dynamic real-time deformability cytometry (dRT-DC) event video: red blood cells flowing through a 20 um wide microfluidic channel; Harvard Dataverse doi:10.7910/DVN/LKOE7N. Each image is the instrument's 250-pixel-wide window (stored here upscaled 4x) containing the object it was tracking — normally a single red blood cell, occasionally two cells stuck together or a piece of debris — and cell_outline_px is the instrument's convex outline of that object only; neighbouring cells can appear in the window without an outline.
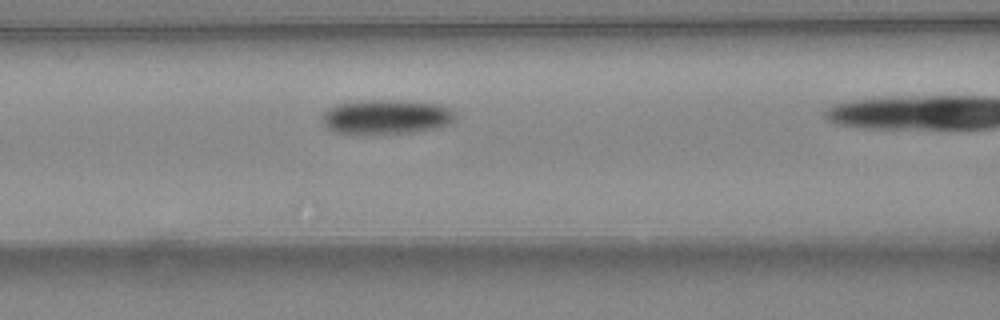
{"species": "common noctule bat (a hibernating species)", "species_latin": "Nyctalus noctula", "temperature_condition": "warm", "stored_images_in_passage": 13, "camera_frame_rate_fps": 3000, "um_per_image_px": 0.085, "animal": {"sex": "female", "body_mass_g": 24.6, "forearm_length_mm": 56.2}, "frame": {"image": 1, "passage_image": 6, "time_ms": 1.667, "image_size_px": [1000, 320], "cell_outline_px": [[456, 116], [448, 124], [440, 128], [408, 132], [336, 132], [328, 128], [320, 120], [324, 112], [328, 108], [336, 104], [360, 100], [404, 100], [440, 104], [452, 108]], "centroid_in_image_um": [32.86, 9.89], "position_along_channel_um": 133.7, "area_um2": 26.53}}